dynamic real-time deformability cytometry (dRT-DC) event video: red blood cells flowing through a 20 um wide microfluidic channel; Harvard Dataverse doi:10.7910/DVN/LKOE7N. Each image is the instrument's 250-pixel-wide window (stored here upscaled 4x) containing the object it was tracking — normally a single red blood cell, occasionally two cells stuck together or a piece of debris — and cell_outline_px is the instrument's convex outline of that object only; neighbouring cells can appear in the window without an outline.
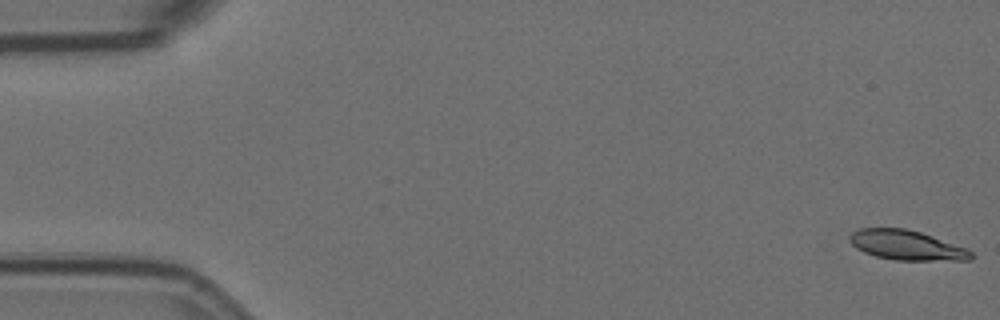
{"species": "Egyptian fruit bat (a non-hibernating species)", "species_latin": "Rousettus aegyptiacus", "temperature_condition": "room temperature", "stored_images_in_passage": 10, "camera_frame_rate_fps": 3000, "um_per_image_px": 0.085, "animal": {"sex": "female"}, "frame": {"image": 1, "passage_image": 1, "time_ms": 0.0, "image_size_px": [1000, 320], "cell_outline_px": [[976, 256], [972, 260], [896, 260], [876, 256], [864, 252], [856, 248], [848, 240], [848, 236], [852, 232], [860, 228], [904, 228], [920, 232], [968, 248]], "centroid_in_image_um": [77.08, 20.84], "position_along_channel_um": 7.9, "area_um2": 21.15}}